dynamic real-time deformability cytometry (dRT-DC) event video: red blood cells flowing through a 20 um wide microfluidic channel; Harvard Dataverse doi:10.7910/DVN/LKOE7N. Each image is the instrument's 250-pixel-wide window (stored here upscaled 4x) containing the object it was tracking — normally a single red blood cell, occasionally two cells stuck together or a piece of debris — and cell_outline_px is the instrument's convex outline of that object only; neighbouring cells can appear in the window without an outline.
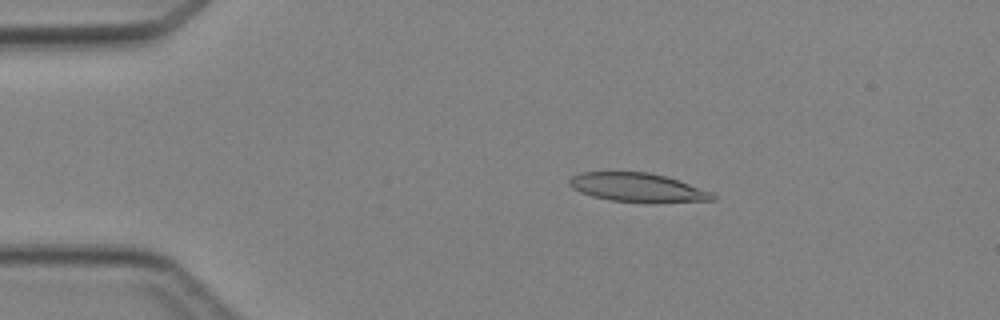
{"species": "Egyptian fruit bat (a non-hibernating species)", "species_latin": "Rousettus aegyptiacus", "temperature_condition": "cold", "stored_images_in_passage": 3, "camera_frame_rate_fps": 3000, "um_per_image_px": 0.085, "animal": {"sex": "female"}, "frame": {"image": 1, "passage_image": 2, "time_ms": 2.0, "image_size_px": [1000, 320], "cell_outline_px": [[716, 200], [608, 200], [592, 196], [580, 192], [572, 188], [568, 184], [568, 180], [572, 176], [580, 172], [648, 172], [664, 176], [712, 192], [716, 196]], "centroid_in_image_um": [54.07, 15.89], "position_along_channel_um": 30.9, "area_um2": 22.89}}